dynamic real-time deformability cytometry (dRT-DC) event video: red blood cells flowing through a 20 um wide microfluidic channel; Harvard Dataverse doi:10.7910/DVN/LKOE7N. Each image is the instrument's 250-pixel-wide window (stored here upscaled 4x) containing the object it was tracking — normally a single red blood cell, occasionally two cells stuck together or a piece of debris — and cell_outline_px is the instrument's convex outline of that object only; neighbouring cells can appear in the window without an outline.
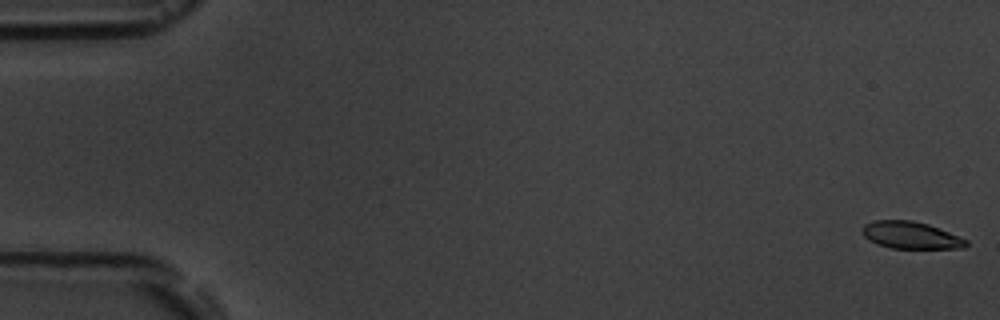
{"species": "common noctule bat (a hibernating species)", "species_latin": "Nyctalus noctula", "temperature_condition": "room temperature", "stored_images_in_passage": 7, "camera_frame_rate_fps": 3000, "um_per_image_px": 0.085, "animal": {"sex": "male", "body_mass_g": 19.5, "forearm_length_mm": 54.6}, "frame": {"image": 1, "passage_image": 1, "time_ms": 0.0, "image_size_px": [1000, 320], "cell_outline_px": [[968, 244], [964, 248], [892, 248], [880, 244], [864, 236], [860, 232], [860, 228], [864, 224], [876, 220], [912, 220], [928, 224], [968, 240]], "centroid_in_image_um": [77.4, 19.98], "position_along_channel_um": 7.6, "area_um2": 16.24}}
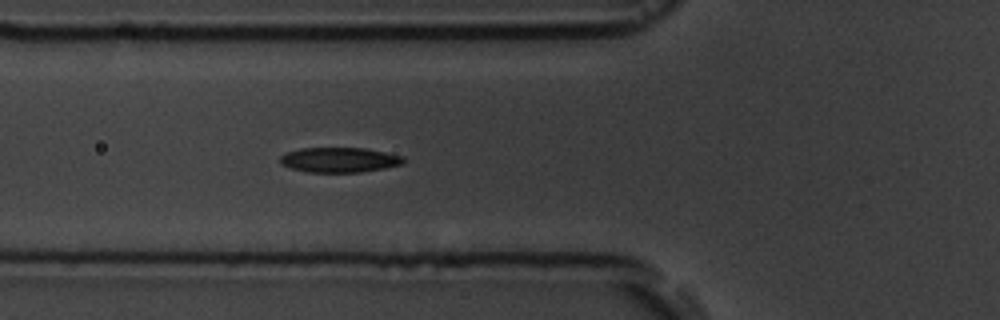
{"frame": {"image": 2, "passage_image": 7, "time_ms": 6.667, "image_size_px": [1000, 320], "cell_outline_px": [[404, 160], [400, 164], [384, 168], [360, 172], [308, 172], [292, 168], [280, 164], [280, 156], [288, 152], [300, 148], [364, 148], [404, 156]], "centroid_in_image_um": [28.82, 13.58], "position_along_channel_um": 97.0, "area_um2": 17.74}}